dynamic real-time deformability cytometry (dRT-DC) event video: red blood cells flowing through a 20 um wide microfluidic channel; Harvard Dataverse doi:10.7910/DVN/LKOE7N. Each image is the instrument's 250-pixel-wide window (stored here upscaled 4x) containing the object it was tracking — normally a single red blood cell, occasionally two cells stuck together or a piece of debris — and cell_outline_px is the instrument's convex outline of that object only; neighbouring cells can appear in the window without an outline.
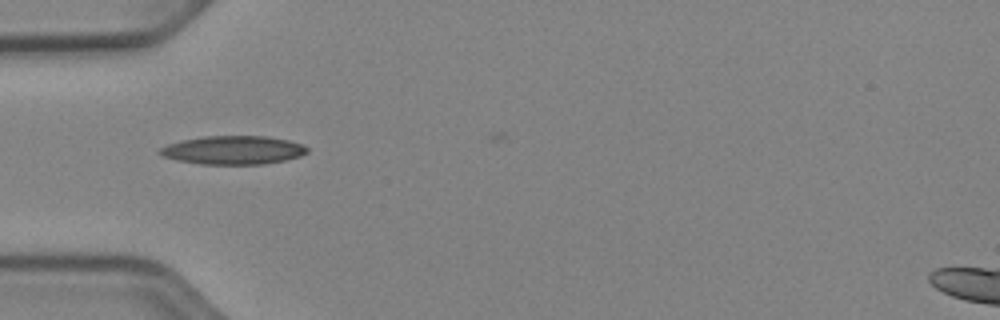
{"species": "Egyptian fruit bat (a non-hibernating species)", "species_latin": "Rousettus aegyptiacus", "temperature_condition": "cold", "stored_images_in_passage": 33, "camera_frame_rate_fps": 3000, "um_per_image_px": 0.085, "animal": {"sex": "female"}, "frame": {"image": 1, "passage_image": 1, "time_ms": 0.0, "image_size_px": [1000, 320], "cell_outline_px": [[308, 152], [300, 156], [284, 160], [264, 164], [200, 164], [176, 160], [160, 156], [156, 152], [160, 148], [168, 144], [180, 140], [204, 136], [268, 136], [288, 140], [300, 144], [308, 148]], "centroid_in_image_um": [19.76, 12.76], "position_along_channel_um": 65.2, "area_um2": 24.62}}
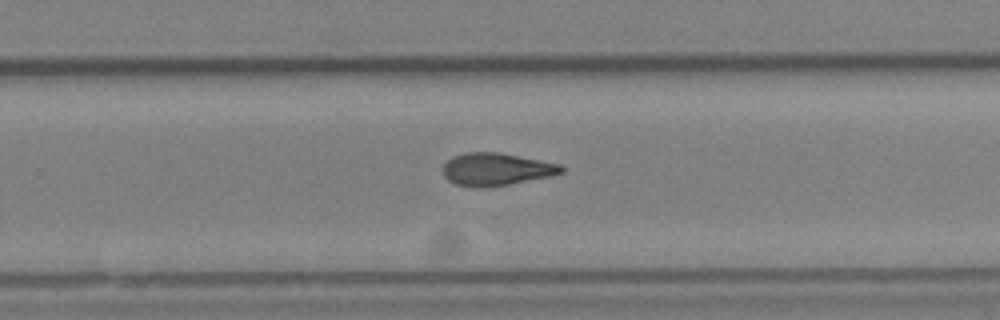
{"frame": {"image": 2, "passage_image": 18, "time_ms": 5.667, "image_size_px": [1000, 320], "cell_outline_px": [[564, 172], [552, 176], [488, 188], [476, 188], [456, 184], [448, 180], [444, 176], [444, 164], [452, 156], [464, 152], [496, 152], [560, 164], [564, 168]], "centroid_in_image_um": [42.17, 14.4], "position_along_channel_um": 287.6, "area_um2": 22.48}}
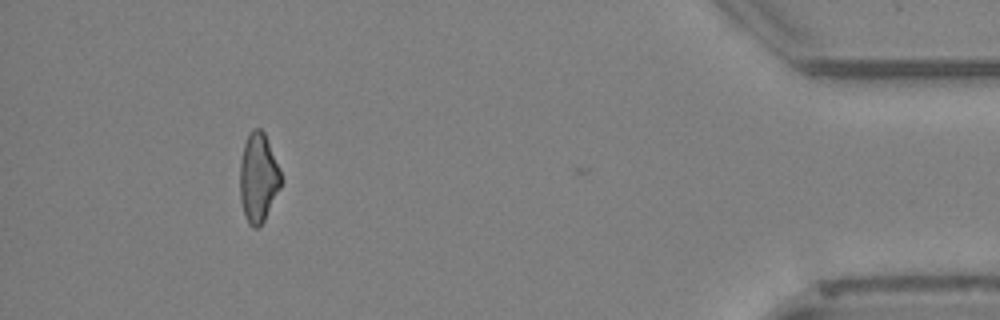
{"frame": {"image": 3, "passage_image": 32, "time_ms": 10.333, "image_size_px": [1000, 320], "cell_outline_px": [[284, 180], [264, 220], [256, 228], [252, 228], [248, 224], [244, 216], [240, 200], [240, 164], [244, 144], [248, 132], [252, 128], [260, 128], [264, 132]], "centroid_in_image_um": [21.95, 15.11], "position_along_channel_um": 413.3, "area_um2": 21.44}, "authors_computed_cell_mechanics": {"area_um2": 22.4264, "velocity_mm_per_s": 3.9576, "shape_relaxation_time_tau1_ms": 9.2289, "shape_relaxation_time_tau2_ms": 4.1776, "deformation_change_tau1": 0.2103, "deformation_change_tau2": 0.1165}}